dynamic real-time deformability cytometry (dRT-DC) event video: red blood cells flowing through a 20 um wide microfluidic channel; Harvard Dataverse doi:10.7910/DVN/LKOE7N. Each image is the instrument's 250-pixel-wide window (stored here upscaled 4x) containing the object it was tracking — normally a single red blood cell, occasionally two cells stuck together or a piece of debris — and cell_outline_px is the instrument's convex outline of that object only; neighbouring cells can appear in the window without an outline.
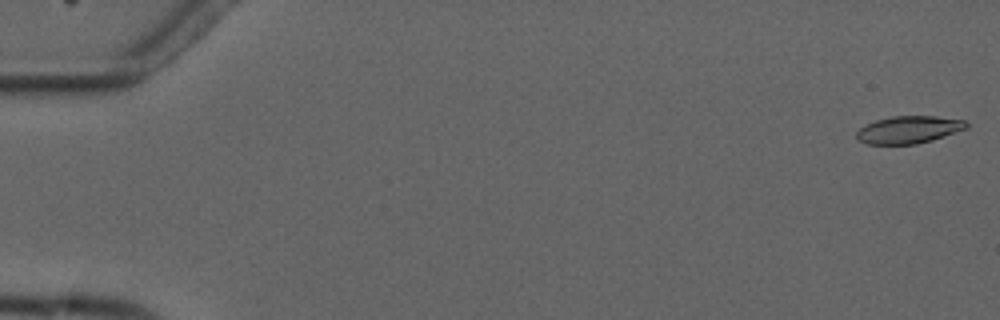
{"species": "common noctule bat (a hibernating species)", "species_latin": "Nyctalus noctula", "temperature_condition": "cold", "stored_images_in_passage": 10, "camera_frame_rate_fps": 3000, "um_per_image_px": 0.085, "animal": {"sex": "male", "forearm_length_mm": 52.5}, "frame": {"image": 1, "passage_image": 1, "time_ms": 0.0, "image_size_px": [1000, 320], "cell_outline_px": [[968, 128], [932, 140], [916, 144], [868, 144], [856, 140], [856, 132], [860, 128], [876, 120], [892, 116], [936, 116], [964, 120], [968, 124]], "centroid_in_image_um": [77.24, 11.02], "position_along_channel_um": 7.8, "area_um2": 17.51}}
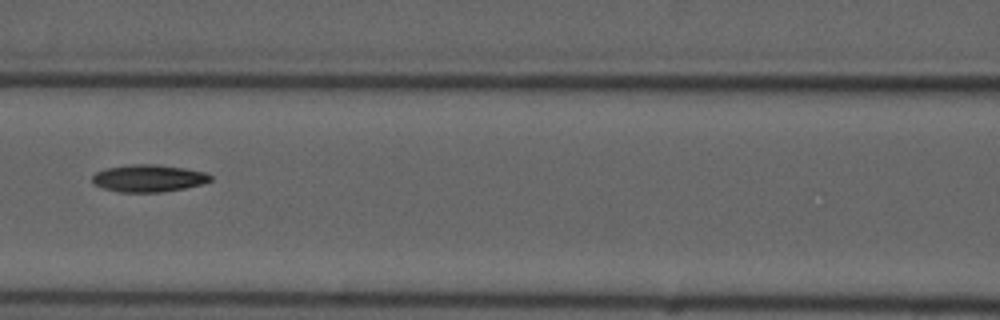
{"frame": {"image": 2, "passage_image": 7, "time_ms": 8.0, "image_size_px": [1000, 320], "cell_outline_px": [[212, 180], [204, 184], [164, 192], [120, 192], [104, 188], [96, 184], [92, 180], [92, 176], [96, 172], [104, 168], [132, 164], [156, 164], [184, 168], [204, 172], [212, 176]], "centroid_in_image_um": [12.64, 15.15], "position_along_channel_um": 154.0, "area_um2": 18.79}}
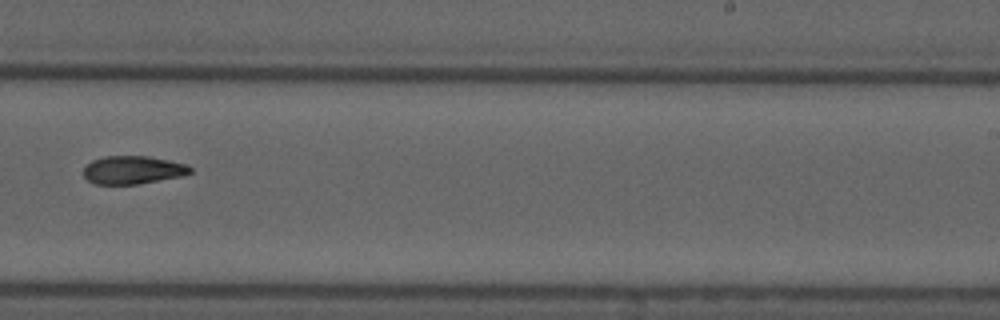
{"frame": {"image": 3, "passage_image": 10, "time_ms": 11.333, "image_size_px": [1000, 320], "cell_outline_px": [[192, 172], [180, 176], [140, 184], [96, 184], [88, 180], [84, 176], [84, 168], [92, 160], [104, 156], [148, 156], [168, 160], [184, 164], [192, 168]], "centroid_in_image_um": [11.28, 14.44], "position_along_channel_um": 277.7, "area_um2": 17.34}}